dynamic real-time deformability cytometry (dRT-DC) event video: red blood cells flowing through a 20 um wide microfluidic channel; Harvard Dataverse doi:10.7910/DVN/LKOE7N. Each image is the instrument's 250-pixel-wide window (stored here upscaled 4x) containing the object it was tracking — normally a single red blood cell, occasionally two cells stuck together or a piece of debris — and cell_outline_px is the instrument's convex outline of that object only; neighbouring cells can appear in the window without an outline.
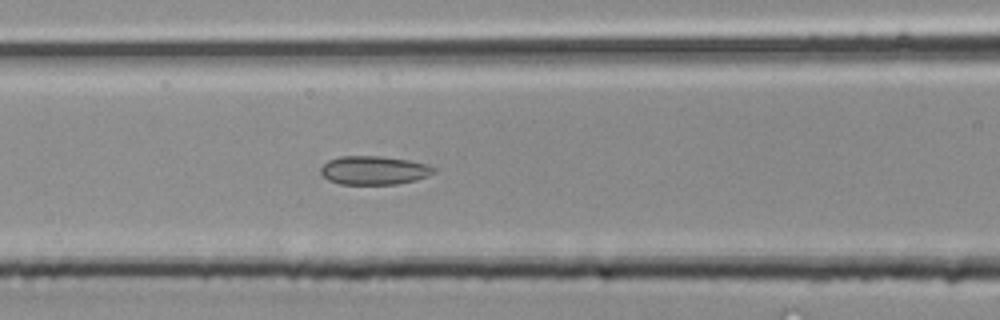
{"species": "common noctule bat (a hibernating species)", "species_latin": "Nyctalus noctula", "temperature_condition": "room temperature", "stored_images_in_passage": 35, "segment_of_instrument_passage": [2, 2], "camera_frame_rate_fps": 3000, "um_per_image_px": 0.085, "animal": {"sex": "male", "body_mass_g": 20.4}, "frame": {"image": 1, "passage_image": 15, "time_ms": 4.667, "image_size_px": [1000, 320], "cell_outline_px": [[436, 172], [428, 176], [416, 180], [396, 184], [340, 184], [328, 180], [320, 176], [320, 168], [328, 160], [340, 156], [380, 156], [408, 160], [424, 164], [436, 168]], "centroid_in_image_um": [31.75, 14.48], "position_along_channel_um": 134.8, "area_um2": 18.96}}
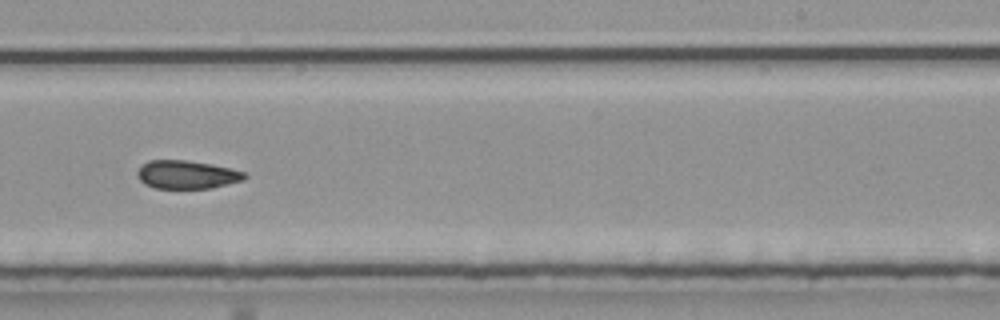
{"frame": {"image": 2, "passage_image": 22, "time_ms": 7.0, "image_size_px": [1000, 320], "cell_outline_px": [[248, 176], [244, 180], [212, 188], [156, 188], [144, 184], [140, 180], [136, 172], [148, 160], [188, 160], [212, 164], [244, 172]], "centroid_in_image_um": [15.89, 14.84], "position_along_channel_um": 273.1, "area_um2": 17.63}}
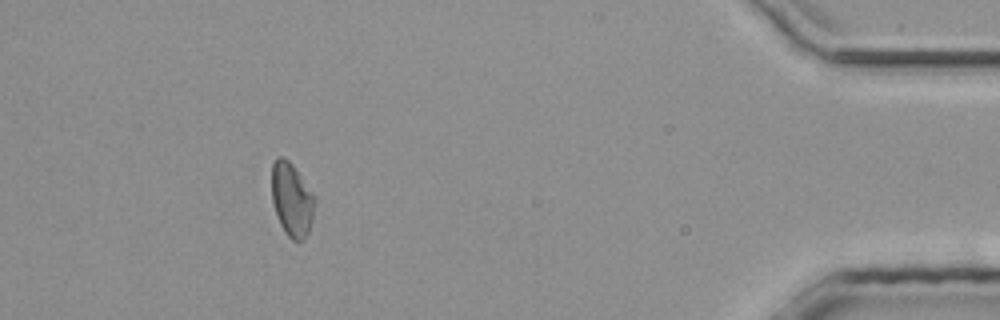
{"frame": {"image": 3, "passage_image": 32, "time_ms": 10.333, "image_size_px": [1000, 320], "cell_outline_px": [[316, 204], [312, 220], [308, 232], [304, 240], [292, 240], [284, 232], [276, 216], [272, 200], [272, 164], [276, 156], [284, 156], [292, 164], [316, 200]], "centroid_in_image_um": [24.78, 16.97], "position_along_channel_um": 410.4, "area_um2": 18.44}}